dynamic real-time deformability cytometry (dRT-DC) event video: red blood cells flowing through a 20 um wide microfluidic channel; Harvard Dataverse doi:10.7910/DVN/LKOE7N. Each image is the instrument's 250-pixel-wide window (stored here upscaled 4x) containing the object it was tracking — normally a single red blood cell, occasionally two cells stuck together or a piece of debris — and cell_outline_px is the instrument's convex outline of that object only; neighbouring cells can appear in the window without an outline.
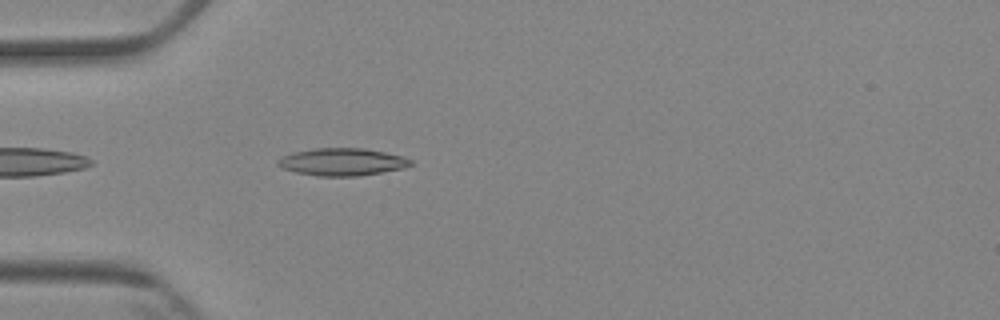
{"species": "Egyptian fruit bat (a non-hibernating species)", "species_latin": "Rousettus aegyptiacus", "temperature_condition": "cold", "stored_images_in_passage": 2, "camera_frame_rate_fps": 3000, "um_per_image_px": 0.085, "animal": {"sex": "female"}, "frame": {"image": 1, "passage_image": 2, "time_ms": 1.0, "image_size_px": [1000, 320], "cell_outline_px": [[412, 164], [404, 168], [360, 176], [320, 176], [296, 172], [280, 168], [276, 164], [276, 160], [292, 152], [316, 148], [364, 148], [404, 156], [412, 160]], "centroid_in_image_um": [29.07, 13.76], "position_along_channel_um": 55.9, "area_um2": 21.33}}